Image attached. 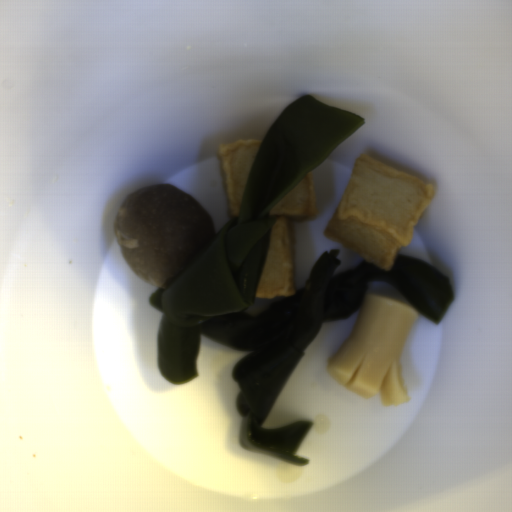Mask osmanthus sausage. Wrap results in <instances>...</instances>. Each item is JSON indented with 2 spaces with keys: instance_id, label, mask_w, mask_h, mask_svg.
Returning a JSON list of instances; mask_svg holds the SVG:
<instances>
[{
  "instance_id": "obj_1",
  "label": "osmanthus sausage",
  "mask_w": 512,
  "mask_h": 512,
  "mask_svg": "<svg viewBox=\"0 0 512 512\" xmlns=\"http://www.w3.org/2000/svg\"><path fill=\"white\" fill-rule=\"evenodd\" d=\"M417 316L409 303L369 292L349 334L325 362L328 375L365 400L379 393L386 407L405 404L402 359Z\"/></svg>"
}]
</instances>
